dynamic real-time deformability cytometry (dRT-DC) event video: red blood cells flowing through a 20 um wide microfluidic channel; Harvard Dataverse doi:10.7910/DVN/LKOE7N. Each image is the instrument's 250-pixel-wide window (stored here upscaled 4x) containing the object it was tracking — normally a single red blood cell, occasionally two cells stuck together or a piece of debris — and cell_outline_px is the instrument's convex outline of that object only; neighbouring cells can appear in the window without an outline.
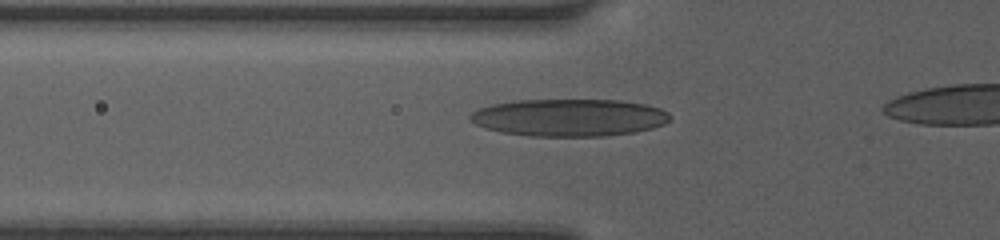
{"species": "human", "species_latin": "Homo sapiens", "temperature_condition": "room temperature", "stored_images_in_passage": 6, "segment_of_instrument_passage": [1, 2], "camera_frame_rate_fps": 3000, "um_per_image_px": 0.085, "donor": {"sex": "female"}, "frame": {"image": 1, "passage_image": 2, "time_ms": 0.333, "image_size_px": [1000, 240], "cell_outline_px": [[672, 116], [664, 124], [652, 128], [636, 132], [604, 136], [528, 136], [500, 132], [484, 128], [476, 124], [468, 116], [472, 112], [480, 108], [492, 104], [516, 100], [620, 100], [644, 104], [660, 108], [668, 112]], "centroid_in_image_um": [48.38, 9.99], "position_along_channel_um": 77.4, "area_um2": 43.64}}
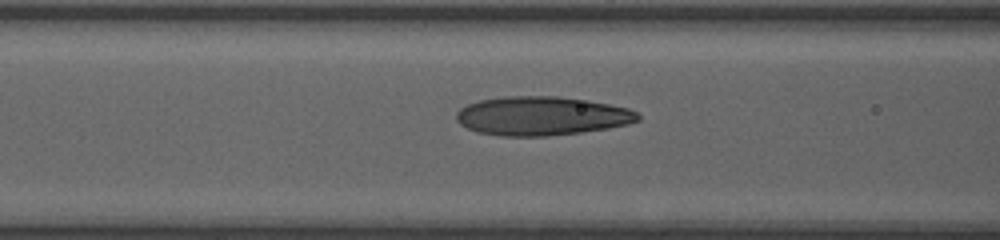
{"frame": {"image": 2, "passage_image": 4, "time_ms": 1.0, "image_size_px": [1000, 240], "cell_outline_px": [[640, 120], [628, 124], [608, 128], [580, 132], [544, 136], [500, 136], [476, 132], [460, 124], [456, 120], [456, 112], [460, 108], [468, 104], [480, 100], [504, 96], [556, 96], [588, 100], [628, 108], [636, 112], [640, 116]], "centroid_in_image_um": [46.02, 9.85], "position_along_channel_um": 120.6, "area_um2": 41.15}}